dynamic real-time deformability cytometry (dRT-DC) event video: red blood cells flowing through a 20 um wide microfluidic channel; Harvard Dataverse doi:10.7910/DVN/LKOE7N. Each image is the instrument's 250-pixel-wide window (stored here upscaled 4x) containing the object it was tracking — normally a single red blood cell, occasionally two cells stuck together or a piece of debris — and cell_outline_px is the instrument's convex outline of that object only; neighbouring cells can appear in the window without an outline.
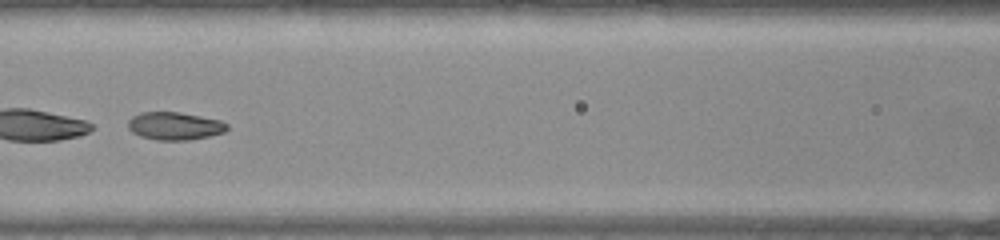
{"species": "common noctule bat (a hibernating species)", "species_latin": "Nyctalus noctula", "temperature_condition": "warm", "stored_images_in_passage": 33, "camera_frame_rate_fps": 3000, "um_per_image_px": 0.085, "animal": {"sex": "female", "body_mass_g": 22.0, "forearm_length_mm": 56.7}, "frame": {"image": 1, "passage_image": 10, "time_ms": 3.0, "image_size_px": [1000, 240], "cell_outline_px": [[228, 128], [224, 132], [208, 136], [188, 140], [156, 140], [140, 136], [132, 132], [128, 128], [128, 120], [132, 116], [140, 112], [176, 112], [200, 116], [220, 120], [228, 124]], "centroid_in_image_um": [14.82, 10.71], "position_along_channel_um": 151.8, "area_um2": 16.01}, "authors_computed_cell_mechanics": {"area_um2": 16.2418, "velocity_mm_per_s": 3.9922, "shape_relaxation_time_tau1_ms": 7.8633, "shape_relaxation_time_tau2_ms": 1.1076, "deformation_change_tau1": 0.178, "deformation_change_tau2": 0.0565}}